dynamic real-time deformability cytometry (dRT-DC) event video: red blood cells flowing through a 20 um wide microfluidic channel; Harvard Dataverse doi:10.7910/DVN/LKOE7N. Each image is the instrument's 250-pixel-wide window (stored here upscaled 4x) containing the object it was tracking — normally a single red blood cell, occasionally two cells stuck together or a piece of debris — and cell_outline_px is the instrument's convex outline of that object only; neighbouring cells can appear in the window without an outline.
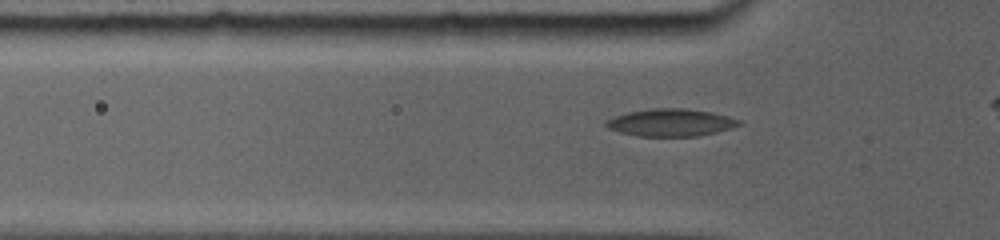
{"species": "common noctule bat (a hibernating species)", "species_latin": "Nyctalus noctula", "temperature_condition": "room temperature", "stored_images_in_passage": 29, "camera_frame_rate_fps": 5000, "um_per_image_px": 0.085, "animal": {"sex": "female", "body_mass_g": 19.0, "forearm_length_mm": 56.7}, "frame": {"image": 1, "passage_image": 6, "time_ms": 2.0, "image_size_px": [1000, 240], "cell_outline_px": [[740, 124], [728, 128], [696, 136], [640, 136], [608, 128], [604, 124], [608, 120], [616, 116], [628, 112], [652, 108], [684, 108], [712, 112], [728, 116], [740, 120]], "centroid_in_image_um": [57.01, 10.4], "position_along_channel_um": 68.8, "area_um2": 20.69}}
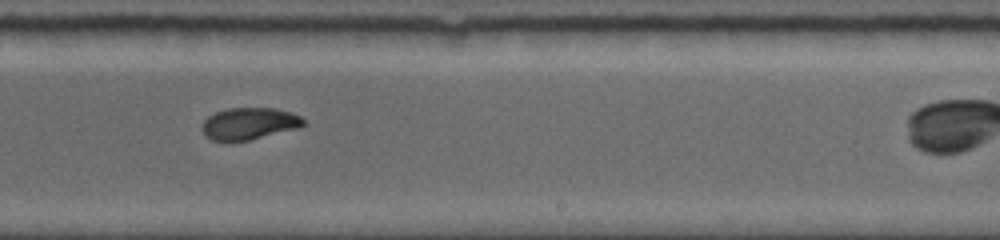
{"frame": {"image": 2, "passage_image": 17, "time_ms": 7.2, "image_size_px": [1000, 240], "cell_outline_px": [[308, 124], [300, 128], [248, 140], [228, 144], [212, 140], [204, 136], [200, 128], [200, 124], [208, 116], [216, 112], [228, 108], [276, 108], [292, 112], [300, 116]], "centroid_in_image_um": [21.15, 10.53], "position_along_channel_um": 267.9, "area_um2": 19.59}}
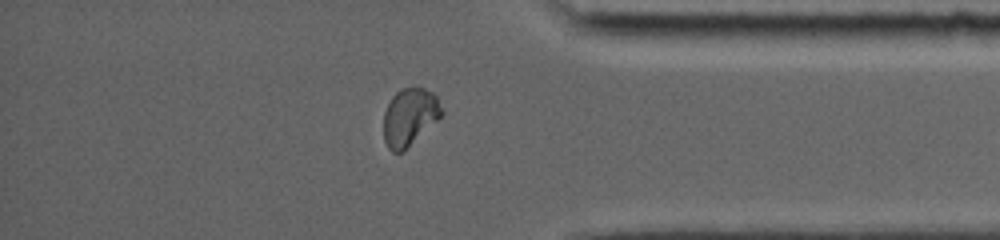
{"frame": {"image": 3, "passage_image": 28, "time_ms": 10.8, "image_size_px": [1000, 240], "cell_outline_px": [[444, 112], [436, 120], [400, 152], [392, 152], [388, 148], [384, 140], [384, 112], [392, 96], [400, 88], [424, 88], [432, 92], [436, 96]], "centroid_in_image_um": [34.79, 9.9], "position_along_channel_um": 400.4, "area_um2": 18.84}}